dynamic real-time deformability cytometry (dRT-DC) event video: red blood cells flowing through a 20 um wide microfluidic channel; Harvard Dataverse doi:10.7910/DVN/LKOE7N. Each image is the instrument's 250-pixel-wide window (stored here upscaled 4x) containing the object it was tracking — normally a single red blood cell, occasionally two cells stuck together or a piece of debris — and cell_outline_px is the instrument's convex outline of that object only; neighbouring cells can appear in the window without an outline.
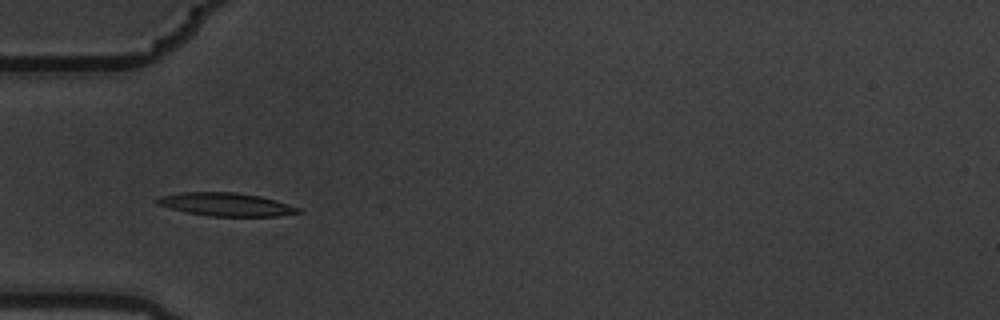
{"species": "common noctule bat (a hibernating species)", "species_latin": "Nyctalus noctula", "temperature_condition": "warm", "stored_images_in_passage": 7, "camera_frame_rate_fps": 3000, "um_per_image_px": 0.085, "animal": {"sex": "male", "body_mass_g": 19.5, "forearm_length_mm": 54.6}, "frame": {"image": 1, "passage_image": 6, "time_ms": 1.667, "image_size_px": [1000, 320], "cell_outline_px": [[304, 212], [276, 216], [208, 216], [188, 212], [156, 204], [156, 200], [160, 196], [180, 192], [236, 192], [260, 196], [288, 204], [300, 208]], "centroid_in_image_um": [19.23, 17.37], "position_along_channel_um": 65.8, "area_um2": 18.96}}
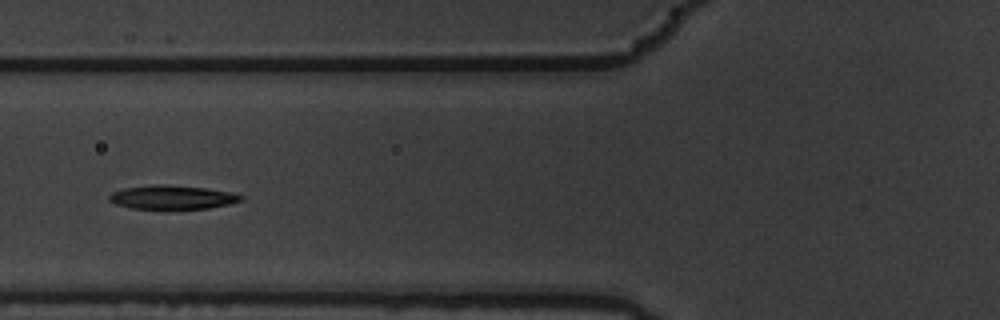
{"frame": {"image": 2, "passage_image": 7, "time_ms": 2.0, "image_size_px": [1000, 320], "cell_outline_px": [[244, 200], [228, 204], [208, 208], [164, 212], [160, 212], [132, 208], [116, 204], [108, 200], [108, 196], [112, 192], [124, 188], [156, 184], [168, 184], [208, 188], [232, 192], [244, 196]], "centroid_in_image_um": [14.64, 16.81], "position_along_channel_um": 111.2, "area_um2": 19.42}}